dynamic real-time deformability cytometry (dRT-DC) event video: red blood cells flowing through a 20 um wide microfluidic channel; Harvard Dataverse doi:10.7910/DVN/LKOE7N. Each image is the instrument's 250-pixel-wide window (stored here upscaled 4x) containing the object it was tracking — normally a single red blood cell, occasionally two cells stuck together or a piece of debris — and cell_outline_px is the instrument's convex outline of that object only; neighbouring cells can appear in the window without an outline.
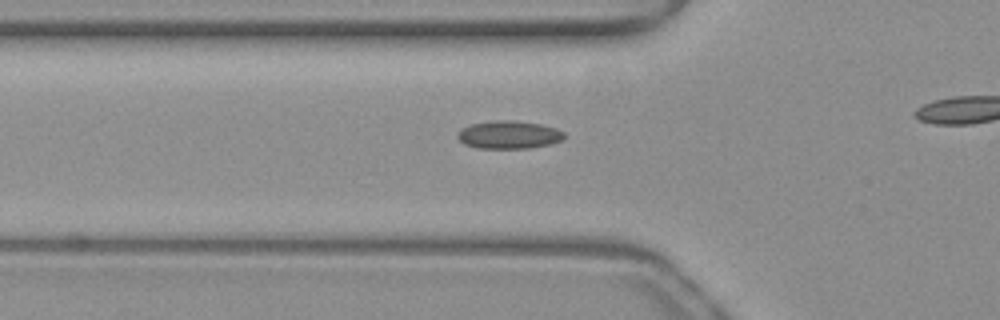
{"species": "common noctule bat (a hibernating species)", "species_latin": "Nyctalus noctula", "temperature_condition": "warm", "stored_images_in_passage": 32, "camera_frame_rate_fps": 3000, "um_per_image_px": 0.085, "animal": {"sex": "female", "body_mass_g": 19.3, "forearm_length_mm": 54.1}, "frame": {"image": 1, "passage_image": 8, "time_ms": 2.333, "image_size_px": [1000, 320], "cell_outline_px": [[564, 136], [560, 140], [548, 144], [528, 148], [480, 148], [464, 144], [456, 136], [464, 128], [472, 124], [492, 120], [512, 120], [540, 124], [556, 128], [564, 132]], "centroid_in_image_um": [43.25, 11.45], "position_along_channel_um": 82.6, "area_um2": 17.05}}
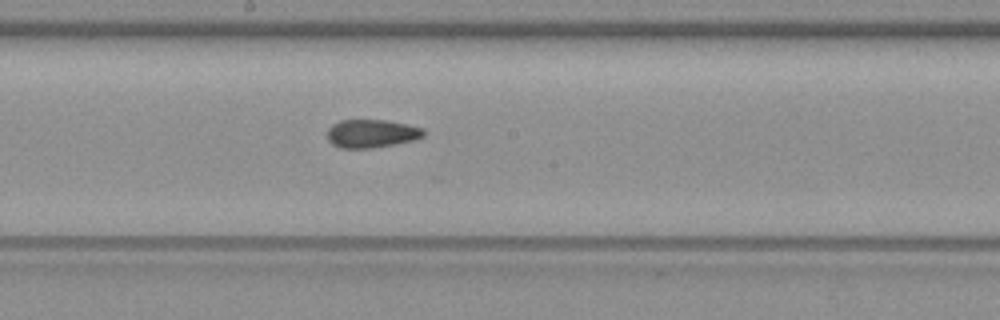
{"frame": {"image": 2, "passage_image": 18, "time_ms": 5.667, "image_size_px": [1000, 320], "cell_outline_px": [[424, 136], [416, 140], [396, 144], [372, 148], [340, 148], [332, 144], [328, 140], [328, 128], [332, 124], [340, 120], [384, 120], [408, 124], [424, 128]], "centroid_in_image_um": [31.6, 11.35], "position_along_channel_um": 216.6, "area_um2": 16.01}}
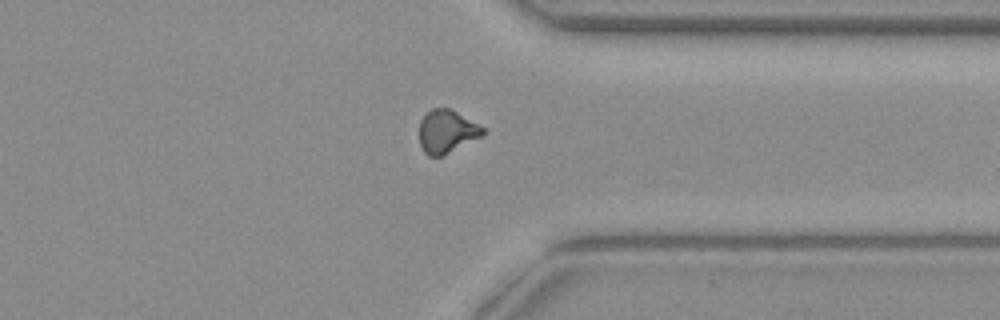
{"frame": {"image": 3, "passage_image": 30, "time_ms": 9.667, "image_size_px": [1000, 320], "cell_outline_px": [[484, 132], [480, 136], [444, 156], [428, 156], [424, 152], [420, 144], [420, 120], [432, 108], [452, 108], [484, 128]], "centroid_in_image_um": [37.95, 11.17], "position_along_channel_um": 373.4, "area_um2": 15.84}}